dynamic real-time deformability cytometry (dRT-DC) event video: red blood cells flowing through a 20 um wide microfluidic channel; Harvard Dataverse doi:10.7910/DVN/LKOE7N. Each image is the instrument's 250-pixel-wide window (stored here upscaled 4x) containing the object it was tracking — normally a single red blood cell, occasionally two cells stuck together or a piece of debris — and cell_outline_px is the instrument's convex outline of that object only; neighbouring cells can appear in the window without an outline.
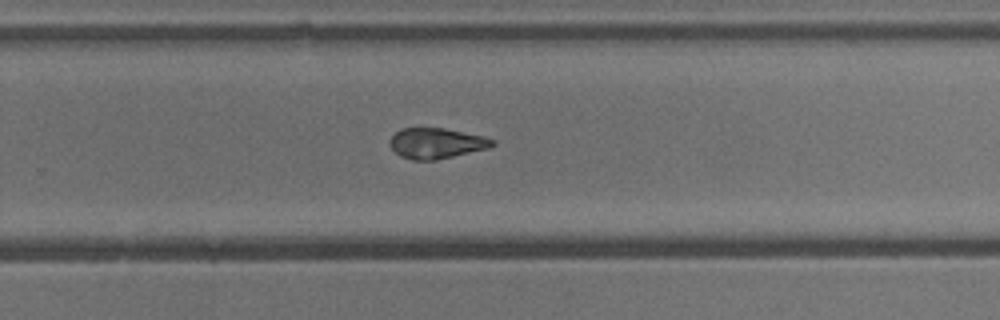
{"species": "common noctule bat (a hibernating species)", "species_latin": "Nyctalus noctula", "temperature_condition": "cold", "stored_images_in_passage": 41, "camera_frame_rate_fps": 3000, "um_per_image_px": 0.085, "animal": {"sex": "male", "body_mass_g": 13.3}, "frame": {"image": 1, "passage_image": 23, "time_ms": 7.333, "image_size_px": [1000, 320], "cell_outline_px": [[496, 144], [488, 148], [436, 160], [412, 160], [400, 156], [388, 144], [388, 140], [400, 128], [444, 128], [484, 136], [496, 140]], "centroid_in_image_um": [37.08, 12.17], "position_along_channel_um": 292.7, "area_um2": 18.32}}
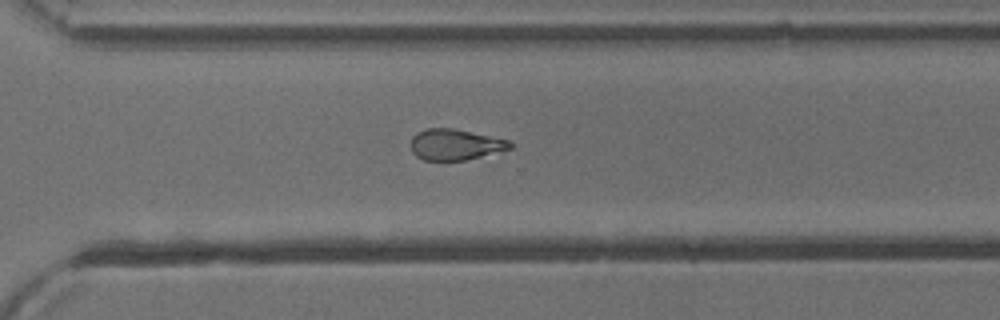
{"frame": {"image": 2, "passage_image": 26, "time_ms": 8.333, "image_size_px": [1000, 320], "cell_outline_px": [[516, 144], [512, 148], [500, 152], [464, 160], [424, 160], [416, 156], [412, 152], [412, 136], [416, 132], [428, 128], [452, 128], [508, 140]], "centroid_in_image_um": [38.72, 12.29], "position_along_channel_um": 331.9, "area_um2": 17.86}}
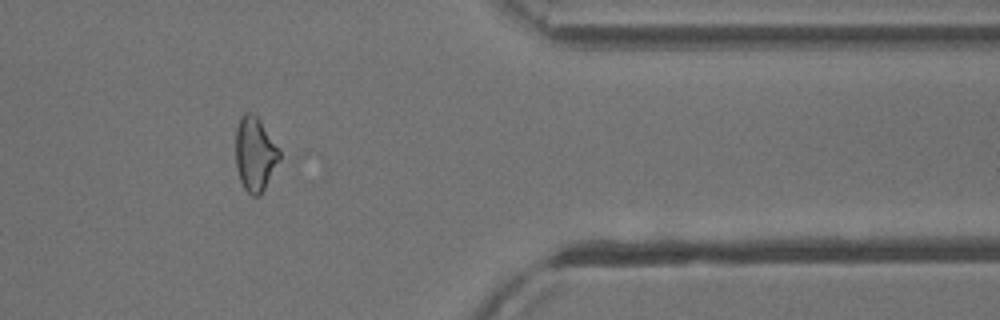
{"frame": {"image": 3, "passage_image": 32, "time_ms": 10.333, "image_size_px": [1000, 320], "cell_outline_px": [[280, 160], [260, 196], [252, 196], [244, 188], [240, 180], [236, 168], [236, 128], [240, 116], [244, 112], [248, 112], [256, 116], [260, 120], [280, 148]], "centroid_in_image_um": [21.68, 13.09], "position_along_channel_um": 389.7, "area_um2": 19.07}}